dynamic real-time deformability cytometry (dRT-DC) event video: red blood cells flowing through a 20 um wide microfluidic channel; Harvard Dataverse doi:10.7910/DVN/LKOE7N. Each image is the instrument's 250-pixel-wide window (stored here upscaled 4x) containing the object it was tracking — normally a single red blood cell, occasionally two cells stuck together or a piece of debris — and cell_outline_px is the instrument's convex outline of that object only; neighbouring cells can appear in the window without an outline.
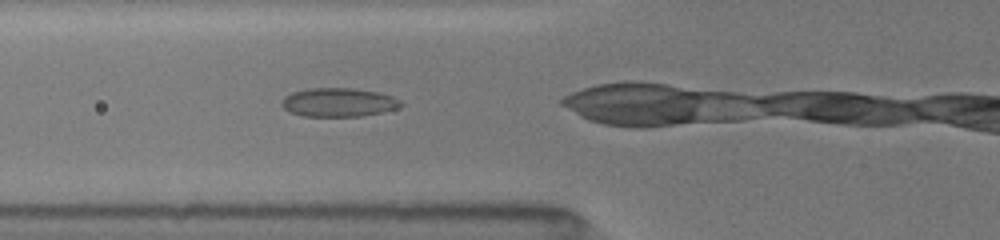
{"species": "common noctule bat (a hibernating species)", "species_latin": "Nyctalus noctula", "temperature_condition": "room temperature", "stored_images_in_passage": 4, "camera_frame_rate_fps": 3000, "um_per_image_px": 0.085, "animal": {"sex": "female", "body_mass_g": 19.5, "forearm_length_mm": 54.1}, "frame": {"image": 1, "passage_image": 3, "time_ms": 1.333, "image_size_px": [1000, 240], "cell_outline_px": [[404, 104], [396, 108], [380, 112], [360, 116], [304, 116], [288, 112], [280, 104], [284, 96], [292, 92], [312, 88], [352, 88], [376, 92], [392, 96], [400, 100]], "centroid_in_image_um": [28.73, 8.7], "position_along_channel_um": 97.1, "area_um2": 19.83}}